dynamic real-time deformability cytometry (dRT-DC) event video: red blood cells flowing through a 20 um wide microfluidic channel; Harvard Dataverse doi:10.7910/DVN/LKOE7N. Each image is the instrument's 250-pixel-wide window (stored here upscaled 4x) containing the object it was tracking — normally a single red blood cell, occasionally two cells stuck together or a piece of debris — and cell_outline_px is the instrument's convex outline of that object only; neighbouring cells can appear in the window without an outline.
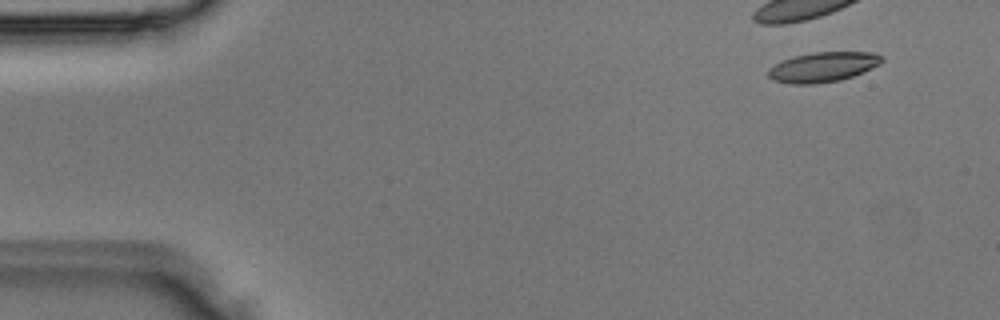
{"species": "Egyptian fruit bat (a non-hibernating species)", "species_latin": "Rousettus aegyptiacus", "temperature_condition": "room temperature", "stored_images_in_passage": 4, "camera_frame_rate_fps": 3000, "um_per_image_px": 0.085, "animal": {"sex": "male"}, "frame": {"image": 1, "passage_image": 4, "time_ms": 1.0, "image_size_px": [1000, 320], "cell_outline_px": [[884, 60], [880, 64], [872, 68], [852, 76], [840, 80], [812, 84], [792, 84], [772, 80], [768, 76], [768, 68], [792, 56], [812, 52], [876, 52], [884, 56]], "centroid_in_image_um": [69.97, 5.68], "position_along_channel_um": 15.0, "area_um2": 19.88}}